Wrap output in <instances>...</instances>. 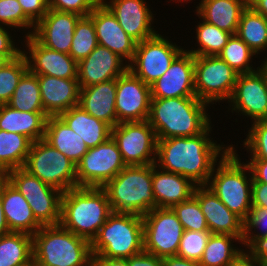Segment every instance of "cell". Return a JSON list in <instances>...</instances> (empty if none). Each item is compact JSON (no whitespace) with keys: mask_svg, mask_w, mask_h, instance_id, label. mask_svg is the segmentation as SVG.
I'll list each match as a JSON object with an SVG mask.
<instances>
[{"mask_svg":"<svg viewBox=\"0 0 267 266\" xmlns=\"http://www.w3.org/2000/svg\"><path fill=\"white\" fill-rule=\"evenodd\" d=\"M213 130L211 123L196 136L157 139L156 166L187 177L198 186L207 185L215 164L232 147L221 139L218 143L211 136Z\"/></svg>","mask_w":267,"mask_h":266,"instance_id":"cell-1","label":"cell"},{"mask_svg":"<svg viewBox=\"0 0 267 266\" xmlns=\"http://www.w3.org/2000/svg\"><path fill=\"white\" fill-rule=\"evenodd\" d=\"M209 108L196 96L152 98L148 122L157 139L192 137L212 123Z\"/></svg>","mask_w":267,"mask_h":266,"instance_id":"cell-2","label":"cell"},{"mask_svg":"<svg viewBox=\"0 0 267 266\" xmlns=\"http://www.w3.org/2000/svg\"><path fill=\"white\" fill-rule=\"evenodd\" d=\"M113 213L102 187H75L61 197L60 225L89 242Z\"/></svg>","mask_w":267,"mask_h":266,"instance_id":"cell-3","label":"cell"},{"mask_svg":"<svg viewBox=\"0 0 267 266\" xmlns=\"http://www.w3.org/2000/svg\"><path fill=\"white\" fill-rule=\"evenodd\" d=\"M215 164L208 184L214 194L244 222L252 209V173L233 145ZM236 147V148H235Z\"/></svg>","mask_w":267,"mask_h":266,"instance_id":"cell-4","label":"cell"},{"mask_svg":"<svg viewBox=\"0 0 267 266\" xmlns=\"http://www.w3.org/2000/svg\"><path fill=\"white\" fill-rule=\"evenodd\" d=\"M115 213L144 216L156 208L152 164L126 166L103 187Z\"/></svg>","mask_w":267,"mask_h":266,"instance_id":"cell-5","label":"cell"},{"mask_svg":"<svg viewBox=\"0 0 267 266\" xmlns=\"http://www.w3.org/2000/svg\"><path fill=\"white\" fill-rule=\"evenodd\" d=\"M91 242L59 225L42 226L33 235V259L39 266H90Z\"/></svg>","mask_w":267,"mask_h":266,"instance_id":"cell-6","label":"cell"},{"mask_svg":"<svg viewBox=\"0 0 267 266\" xmlns=\"http://www.w3.org/2000/svg\"><path fill=\"white\" fill-rule=\"evenodd\" d=\"M144 250L143 217L113 212L91 242L92 254L128 259Z\"/></svg>","mask_w":267,"mask_h":266,"instance_id":"cell-7","label":"cell"},{"mask_svg":"<svg viewBox=\"0 0 267 266\" xmlns=\"http://www.w3.org/2000/svg\"><path fill=\"white\" fill-rule=\"evenodd\" d=\"M23 168L63 193L77 187L76 164L44 139L32 143Z\"/></svg>","mask_w":267,"mask_h":266,"instance_id":"cell-8","label":"cell"},{"mask_svg":"<svg viewBox=\"0 0 267 266\" xmlns=\"http://www.w3.org/2000/svg\"><path fill=\"white\" fill-rule=\"evenodd\" d=\"M238 73L216 56H194V89L201 101L212 107L232 96Z\"/></svg>","mask_w":267,"mask_h":266,"instance_id":"cell-9","label":"cell"},{"mask_svg":"<svg viewBox=\"0 0 267 266\" xmlns=\"http://www.w3.org/2000/svg\"><path fill=\"white\" fill-rule=\"evenodd\" d=\"M9 182L25 197L43 226L60 224L62 191L44 183L23 167L9 171Z\"/></svg>","mask_w":267,"mask_h":266,"instance_id":"cell-10","label":"cell"},{"mask_svg":"<svg viewBox=\"0 0 267 266\" xmlns=\"http://www.w3.org/2000/svg\"><path fill=\"white\" fill-rule=\"evenodd\" d=\"M160 33L137 43L134 57L128 64V69L147 85L159 79L185 49Z\"/></svg>","mask_w":267,"mask_h":266,"instance_id":"cell-11","label":"cell"},{"mask_svg":"<svg viewBox=\"0 0 267 266\" xmlns=\"http://www.w3.org/2000/svg\"><path fill=\"white\" fill-rule=\"evenodd\" d=\"M228 111L249 123L267 119V68L262 65L256 71L238 74L228 102ZM246 116V117H245ZM249 118V119H248Z\"/></svg>","mask_w":267,"mask_h":266,"instance_id":"cell-12","label":"cell"},{"mask_svg":"<svg viewBox=\"0 0 267 266\" xmlns=\"http://www.w3.org/2000/svg\"><path fill=\"white\" fill-rule=\"evenodd\" d=\"M183 226L172 208H154L143 216L144 251L160 258L176 256Z\"/></svg>","mask_w":267,"mask_h":266,"instance_id":"cell-13","label":"cell"},{"mask_svg":"<svg viewBox=\"0 0 267 266\" xmlns=\"http://www.w3.org/2000/svg\"><path fill=\"white\" fill-rule=\"evenodd\" d=\"M126 166L156 163L157 137L148 120L121 122L111 130Z\"/></svg>","mask_w":267,"mask_h":266,"instance_id":"cell-14","label":"cell"},{"mask_svg":"<svg viewBox=\"0 0 267 266\" xmlns=\"http://www.w3.org/2000/svg\"><path fill=\"white\" fill-rule=\"evenodd\" d=\"M126 167L116 142L90 148L76 165L77 187H103Z\"/></svg>","mask_w":267,"mask_h":266,"instance_id":"cell-15","label":"cell"},{"mask_svg":"<svg viewBox=\"0 0 267 266\" xmlns=\"http://www.w3.org/2000/svg\"><path fill=\"white\" fill-rule=\"evenodd\" d=\"M151 99L150 85L128 69L116 79L117 124L148 120Z\"/></svg>","mask_w":267,"mask_h":266,"instance_id":"cell-16","label":"cell"},{"mask_svg":"<svg viewBox=\"0 0 267 266\" xmlns=\"http://www.w3.org/2000/svg\"><path fill=\"white\" fill-rule=\"evenodd\" d=\"M22 38L21 44L25 48H21L22 54L30 72L57 78H77L78 63L69 54L41 45L32 35Z\"/></svg>","mask_w":267,"mask_h":266,"instance_id":"cell-17","label":"cell"},{"mask_svg":"<svg viewBox=\"0 0 267 266\" xmlns=\"http://www.w3.org/2000/svg\"><path fill=\"white\" fill-rule=\"evenodd\" d=\"M118 20L119 25L137 43L158 34L154 11L146 0H101ZM155 15V16H154Z\"/></svg>","mask_w":267,"mask_h":266,"instance_id":"cell-18","label":"cell"},{"mask_svg":"<svg viewBox=\"0 0 267 266\" xmlns=\"http://www.w3.org/2000/svg\"><path fill=\"white\" fill-rule=\"evenodd\" d=\"M152 98L191 97L194 89V55L186 48L168 70L150 85Z\"/></svg>","mask_w":267,"mask_h":266,"instance_id":"cell-19","label":"cell"},{"mask_svg":"<svg viewBox=\"0 0 267 266\" xmlns=\"http://www.w3.org/2000/svg\"><path fill=\"white\" fill-rule=\"evenodd\" d=\"M82 16L49 9L35 25L32 36L43 46L69 54L75 26Z\"/></svg>","mask_w":267,"mask_h":266,"instance_id":"cell-20","label":"cell"},{"mask_svg":"<svg viewBox=\"0 0 267 266\" xmlns=\"http://www.w3.org/2000/svg\"><path fill=\"white\" fill-rule=\"evenodd\" d=\"M128 70V63L108 48L98 45L78 62L77 80L80 88L117 79Z\"/></svg>","mask_w":267,"mask_h":266,"instance_id":"cell-21","label":"cell"},{"mask_svg":"<svg viewBox=\"0 0 267 266\" xmlns=\"http://www.w3.org/2000/svg\"><path fill=\"white\" fill-rule=\"evenodd\" d=\"M88 16L93 20L98 45L118 54L129 64L134 57L137 42L119 25L112 12L100 2Z\"/></svg>","mask_w":267,"mask_h":266,"instance_id":"cell-22","label":"cell"},{"mask_svg":"<svg viewBox=\"0 0 267 266\" xmlns=\"http://www.w3.org/2000/svg\"><path fill=\"white\" fill-rule=\"evenodd\" d=\"M194 196L198 199L210 233L244 236V221L230 211L209 187L197 186Z\"/></svg>","mask_w":267,"mask_h":266,"instance_id":"cell-23","label":"cell"},{"mask_svg":"<svg viewBox=\"0 0 267 266\" xmlns=\"http://www.w3.org/2000/svg\"><path fill=\"white\" fill-rule=\"evenodd\" d=\"M44 112L48 116L78 106L80 86L77 78H57L48 75H37Z\"/></svg>","mask_w":267,"mask_h":266,"instance_id":"cell-24","label":"cell"},{"mask_svg":"<svg viewBox=\"0 0 267 266\" xmlns=\"http://www.w3.org/2000/svg\"><path fill=\"white\" fill-rule=\"evenodd\" d=\"M197 186L187 177L164 171L152 164V191L158 208H172L188 200Z\"/></svg>","mask_w":267,"mask_h":266,"instance_id":"cell-25","label":"cell"},{"mask_svg":"<svg viewBox=\"0 0 267 266\" xmlns=\"http://www.w3.org/2000/svg\"><path fill=\"white\" fill-rule=\"evenodd\" d=\"M3 212L10 232L34 235L43 225L35 218L25 197L10 183L0 186Z\"/></svg>","mask_w":267,"mask_h":266,"instance_id":"cell-26","label":"cell"},{"mask_svg":"<svg viewBox=\"0 0 267 266\" xmlns=\"http://www.w3.org/2000/svg\"><path fill=\"white\" fill-rule=\"evenodd\" d=\"M116 79L80 88L79 106L112 128L117 125Z\"/></svg>","mask_w":267,"mask_h":266,"instance_id":"cell-27","label":"cell"},{"mask_svg":"<svg viewBox=\"0 0 267 266\" xmlns=\"http://www.w3.org/2000/svg\"><path fill=\"white\" fill-rule=\"evenodd\" d=\"M247 6L244 0H201L194 14L233 35L237 33L241 15Z\"/></svg>","mask_w":267,"mask_h":266,"instance_id":"cell-28","label":"cell"},{"mask_svg":"<svg viewBox=\"0 0 267 266\" xmlns=\"http://www.w3.org/2000/svg\"><path fill=\"white\" fill-rule=\"evenodd\" d=\"M58 116L83 139L88 149L104 143L111 137L112 127L91 116L79 105L60 113Z\"/></svg>","mask_w":267,"mask_h":266,"instance_id":"cell-29","label":"cell"},{"mask_svg":"<svg viewBox=\"0 0 267 266\" xmlns=\"http://www.w3.org/2000/svg\"><path fill=\"white\" fill-rule=\"evenodd\" d=\"M48 117L45 112L19 111L8 104L0 105V129L22 134L33 142L44 138Z\"/></svg>","mask_w":267,"mask_h":266,"instance_id":"cell-30","label":"cell"},{"mask_svg":"<svg viewBox=\"0 0 267 266\" xmlns=\"http://www.w3.org/2000/svg\"><path fill=\"white\" fill-rule=\"evenodd\" d=\"M50 145L61 151L76 165L87 152L88 147L59 116H49L43 138Z\"/></svg>","mask_w":267,"mask_h":266,"instance_id":"cell-31","label":"cell"},{"mask_svg":"<svg viewBox=\"0 0 267 266\" xmlns=\"http://www.w3.org/2000/svg\"><path fill=\"white\" fill-rule=\"evenodd\" d=\"M243 238L244 236L211 234L199 262L203 266H228L244 251Z\"/></svg>","mask_w":267,"mask_h":266,"instance_id":"cell-32","label":"cell"},{"mask_svg":"<svg viewBox=\"0 0 267 266\" xmlns=\"http://www.w3.org/2000/svg\"><path fill=\"white\" fill-rule=\"evenodd\" d=\"M236 35L257 56L264 54L267 50V19L250 6H247L241 15ZM266 53L262 55V57L264 56V60L267 58Z\"/></svg>","mask_w":267,"mask_h":266,"instance_id":"cell-33","label":"cell"},{"mask_svg":"<svg viewBox=\"0 0 267 266\" xmlns=\"http://www.w3.org/2000/svg\"><path fill=\"white\" fill-rule=\"evenodd\" d=\"M32 259V235L10 232L0 237V266H23Z\"/></svg>","mask_w":267,"mask_h":266,"instance_id":"cell-34","label":"cell"},{"mask_svg":"<svg viewBox=\"0 0 267 266\" xmlns=\"http://www.w3.org/2000/svg\"><path fill=\"white\" fill-rule=\"evenodd\" d=\"M200 21L197 23L195 28V47L190 49L186 47L187 51L192 53L194 56H216L218 55L224 46L227 44L231 33L219 29L215 25H211L199 16Z\"/></svg>","mask_w":267,"mask_h":266,"instance_id":"cell-35","label":"cell"},{"mask_svg":"<svg viewBox=\"0 0 267 266\" xmlns=\"http://www.w3.org/2000/svg\"><path fill=\"white\" fill-rule=\"evenodd\" d=\"M7 104L19 111L44 112L38 76L27 70L20 78Z\"/></svg>","mask_w":267,"mask_h":266,"instance_id":"cell-36","label":"cell"},{"mask_svg":"<svg viewBox=\"0 0 267 266\" xmlns=\"http://www.w3.org/2000/svg\"><path fill=\"white\" fill-rule=\"evenodd\" d=\"M32 143L22 134L0 129V162L9 170L23 167Z\"/></svg>","mask_w":267,"mask_h":266,"instance_id":"cell-37","label":"cell"},{"mask_svg":"<svg viewBox=\"0 0 267 266\" xmlns=\"http://www.w3.org/2000/svg\"><path fill=\"white\" fill-rule=\"evenodd\" d=\"M218 56L238 74L256 71L263 65V61L259 59L261 56H257V54L254 53L236 34L231 35L227 44ZM255 58H258L261 61V65H258V67L252 64Z\"/></svg>","mask_w":267,"mask_h":266,"instance_id":"cell-38","label":"cell"},{"mask_svg":"<svg viewBox=\"0 0 267 266\" xmlns=\"http://www.w3.org/2000/svg\"><path fill=\"white\" fill-rule=\"evenodd\" d=\"M97 46L98 40L93 20L89 16L81 17L75 26L69 55L78 63Z\"/></svg>","mask_w":267,"mask_h":266,"instance_id":"cell-39","label":"cell"},{"mask_svg":"<svg viewBox=\"0 0 267 266\" xmlns=\"http://www.w3.org/2000/svg\"><path fill=\"white\" fill-rule=\"evenodd\" d=\"M27 70V61L22 53L0 68V105L10 101L20 78Z\"/></svg>","mask_w":267,"mask_h":266,"instance_id":"cell-40","label":"cell"},{"mask_svg":"<svg viewBox=\"0 0 267 266\" xmlns=\"http://www.w3.org/2000/svg\"><path fill=\"white\" fill-rule=\"evenodd\" d=\"M172 210L176 213L184 230L209 231L206 218L202 213L198 199L194 195L186 201L175 204Z\"/></svg>","mask_w":267,"mask_h":266,"instance_id":"cell-41","label":"cell"},{"mask_svg":"<svg viewBox=\"0 0 267 266\" xmlns=\"http://www.w3.org/2000/svg\"><path fill=\"white\" fill-rule=\"evenodd\" d=\"M0 25L24 31L23 37L32 35L35 25L25 16L18 0H0ZM29 29V30H28ZM26 31H28L26 33Z\"/></svg>","mask_w":267,"mask_h":266,"instance_id":"cell-42","label":"cell"},{"mask_svg":"<svg viewBox=\"0 0 267 266\" xmlns=\"http://www.w3.org/2000/svg\"><path fill=\"white\" fill-rule=\"evenodd\" d=\"M246 138L242 141L248 159H267V119L247 125Z\"/></svg>","mask_w":267,"mask_h":266,"instance_id":"cell-43","label":"cell"},{"mask_svg":"<svg viewBox=\"0 0 267 266\" xmlns=\"http://www.w3.org/2000/svg\"><path fill=\"white\" fill-rule=\"evenodd\" d=\"M211 234L209 231L184 230L177 256L192 261H200Z\"/></svg>","mask_w":267,"mask_h":266,"instance_id":"cell-44","label":"cell"},{"mask_svg":"<svg viewBox=\"0 0 267 266\" xmlns=\"http://www.w3.org/2000/svg\"><path fill=\"white\" fill-rule=\"evenodd\" d=\"M264 236H267V209L252 208L244 222L243 247L246 248L255 238Z\"/></svg>","mask_w":267,"mask_h":266,"instance_id":"cell-45","label":"cell"},{"mask_svg":"<svg viewBox=\"0 0 267 266\" xmlns=\"http://www.w3.org/2000/svg\"><path fill=\"white\" fill-rule=\"evenodd\" d=\"M101 0H48L49 9L88 16Z\"/></svg>","mask_w":267,"mask_h":266,"instance_id":"cell-46","label":"cell"},{"mask_svg":"<svg viewBox=\"0 0 267 266\" xmlns=\"http://www.w3.org/2000/svg\"><path fill=\"white\" fill-rule=\"evenodd\" d=\"M25 16L36 25L48 12V0H18Z\"/></svg>","mask_w":267,"mask_h":266,"instance_id":"cell-47","label":"cell"},{"mask_svg":"<svg viewBox=\"0 0 267 266\" xmlns=\"http://www.w3.org/2000/svg\"><path fill=\"white\" fill-rule=\"evenodd\" d=\"M13 30L14 29L11 27L0 25V54L20 55L22 53V49H20L22 47L17 45L18 42H16L17 41L15 39L16 36H14L16 35V33ZM12 31H13V35H12Z\"/></svg>","mask_w":267,"mask_h":266,"instance_id":"cell-48","label":"cell"},{"mask_svg":"<svg viewBox=\"0 0 267 266\" xmlns=\"http://www.w3.org/2000/svg\"><path fill=\"white\" fill-rule=\"evenodd\" d=\"M245 250L263 266H267V236L255 238Z\"/></svg>","mask_w":267,"mask_h":266,"instance_id":"cell-49","label":"cell"},{"mask_svg":"<svg viewBox=\"0 0 267 266\" xmlns=\"http://www.w3.org/2000/svg\"><path fill=\"white\" fill-rule=\"evenodd\" d=\"M246 163L252 173V182L267 184V159H248Z\"/></svg>","mask_w":267,"mask_h":266,"instance_id":"cell-50","label":"cell"},{"mask_svg":"<svg viewBox=\"0 0 267 266\" xmlns=\"http://www.w3.org/2000/svg\"><path fill=\"white\" fill-rule=\"evenodd\" d=\"M127 260L129 266H163L162 258L144 250L141 253L131 256Z\"/></svg>","mask_w":267,"mask_h":266,"instance_id":"cell-51","label":"cell"},{"mask_svg":"<svg viewBox=\"0 0 267 266\" xmlns=\"http://www.w3.org/2000/svg\"><path fill=\"white\" fill-rule=\"evenodd\" d=\"M252 208L267 209V184L252 182Z\"/></svg>","mask_w":267,"mask_h":266,"instance_id":"cell-52","label":"cell"},{"mask_svg":"<svg viewBox=\"0 0 267 266\" xmlns=\"http://www.w3.org/2000/svg\"><path fill=\"white\" fill-rule=\"evenodd\" d=\"M90 266H129L127 259H111L92 254Z\"/></svg>","mask_w":267,"mask_h":266,"instance_id":"cell-53","label":"cell"},{"mask_svg":"<svg viewBox=\"0 0 267 266\" xmlns=\"http://www.w3.org/2000/svg\"><path fill=\"white\" fill-rule=\"evenodd\" d=\"M228 266H263L246 250L242 251Z\"/></svg>","mask_w":267,"mask_h":266,"instance_id":"cell-54","label":"cell"},{"mask_svg":"<svg viewBox=\"0 0 267 266\" xmlns=\"http://www.w3.org/2000/svg\"><path fill=\"white\" fill-rule=\"evenodd\" d=\"M163 266H203L199 261H192L179 256L162 258Z\"/></svg>","mask_w":267,"mask_h":266,"instance_id":"cell-55","label":"cell"},{"mask_svg":"<svg viewBox=\"0 0 267 266\" xmlns=\"http://www.w3.org/2000/svg\"><path fill=\"white\" fill-rule=\"evenodd\" d=\"M248 6L267 19V0H250Z\"/></svg>","mask_w":267,"mask_h":266,"instance_id":"cell-56","label":"cell"},{"mask_svg":"<svg viewBox=\"0 0 267 266\" xmlns=\"http://www.w3.org/2000/svg\"><path fill=\"white\" fill-rule=\"evenodd\" d=\"M10 233L2 206L1 194H0V237Z\"/></svg>","mask_w":267,"mask_h":266,"instance_id":"cell-57","label":"cell"},{"mask_svg":"<svg viewBox=\"0 0 267 266\" xmlns=\"http://www.w3.org/2000/svg\"><path fill=\"white\" fill-rule=\"evenodd\" d=\"M9 169L0 162V186L9 182Z\"/></svg>","mask_w":267,"mask_h":266,"instance_id":"cell-58","label":"cell"},{"mask_svg":"<svg viewBox=\"0 0 267 266\" xmlns=\"http://www.w3.org/2000/svg\"><path fill=\"white\" fill-rule=\"evenodd\" d=\"M19 55H3L0 54V68L4 67L8 62L15 59Z\"/></svg>","mask_w":267,"mask_h":266,"instance_id":"cell-59","label":"cell"},{"mask_svg":"<svg viewBox=\"0 0 267 266\" xmlns=\"http://www.w3.org/2000/svg\"><path fill=\"white\" fill-rule=\"evenodd\" d=\"M23 266H39V264L34 259H32L29 263Z\"/></svg>","mask_w":267,"mask_h":266,"instance_id":"cell-60","label":"cell"},{"mask_svg":"<svg viewBox=\"0 0 267 266\" xmlns=\"http://www.w3.org/2000/svg\"><path fill=\"white\" fill-rule=\"evenodd\" d=\"M171 1H173V2H175V3L177 2V3H181V4H182V3H184V2H185V3H186V2L189 3V2L192 1V0H170V1H168V2H171Z\"/></svg>","mask_w":267,"mask_h":266,"instance_id":"cell-61","label":"cell"},{"mask_svg":"<svg viewBox=\"0 0 267 266\" xmlns=\"http://www.w3.org/2000/svg\"><path fill=\"white\" fill-rule=\"evenodd\" d=\"M263 65L267 68V58L263 60Z\"/></svg>","mask_w":267,"mask_h":266,"instance_id":"cell-62","label":"cell"}]
</instances>
